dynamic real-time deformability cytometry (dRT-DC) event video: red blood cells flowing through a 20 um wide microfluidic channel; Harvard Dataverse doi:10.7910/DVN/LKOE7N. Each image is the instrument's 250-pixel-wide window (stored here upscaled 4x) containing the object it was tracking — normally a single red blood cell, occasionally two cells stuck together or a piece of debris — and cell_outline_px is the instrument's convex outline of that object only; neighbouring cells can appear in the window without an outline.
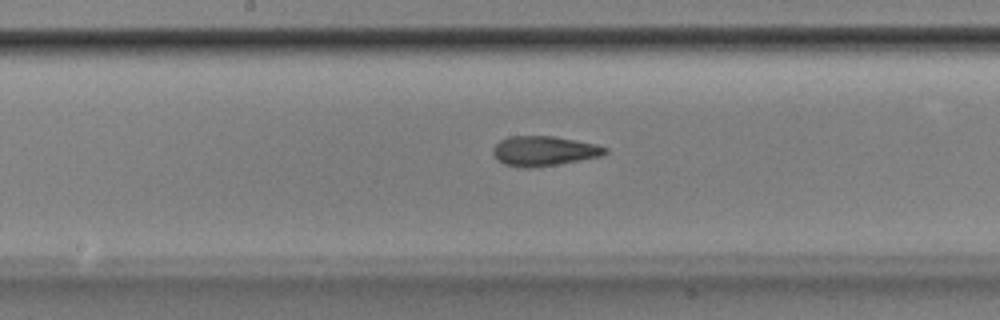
{"species": "Egyptian fruit bat (a non-hibernating species)", "species_latin": "Rousettus aegyptiacus", "temperature_condition": "room temperature", "stored_images_in_passage": 52, "camera_frame_rate_fps": 3000, "um_per_image_px": 0.085, "animal": {"sex": "male"}, "frame": {"image": 1, "passage_image": 27, "time_ms": 8.667, "image_size_px": [1000, 320], "cell_outline_px": [[608, 152], [600, 156], [560, 164], [532, 168], [524, 168], [504, 164], [492, 152], [492, 148], [500, 140], [508, 136], [556, 136], [596, 144], [608, 148]], "centroid_in_image_um": [46.24, 12.83], "position_along_channel_um": 202.0, "area_um2": 19.54}}
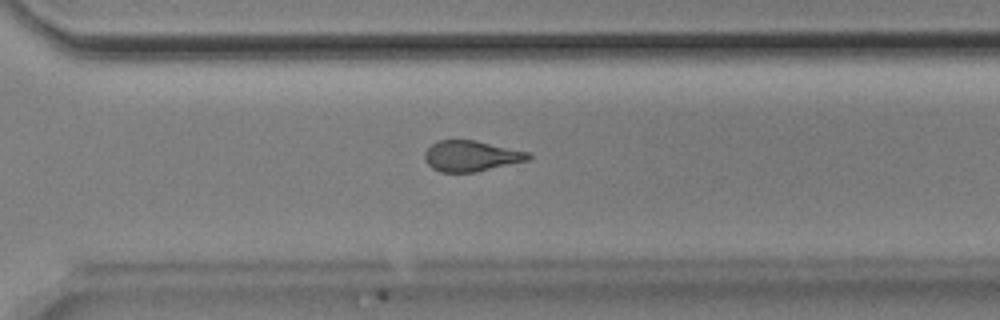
{"frame": {"image": 2, "passage_image": 37, "time_ms": 12.0, "image_size_px": [1000, 320], "cell_outline_px": [[532, 156], [528, 160], [476, 172], [440, 172], [432, 168], [424, 160], [424, 152], [436, 140], [476, 140], [528, 152]], "centroid_in_image_um": [40.01, 13.26], "position_along_channel_um": 330.6, "area_um2": 18.55}}
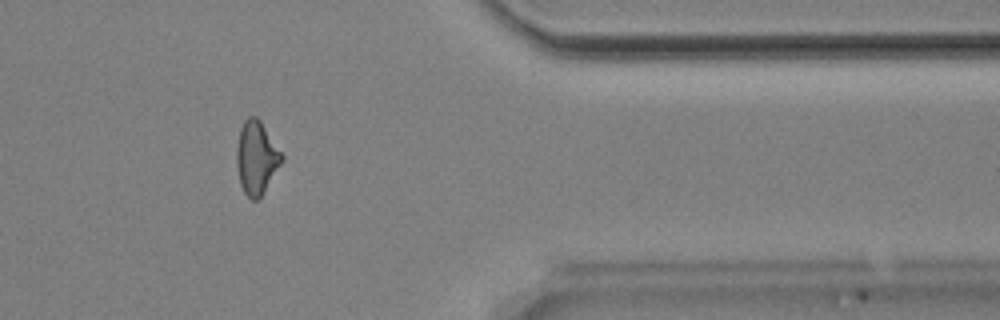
{"frame": {"image": 3, "passage_image": 43, "time_ms": 14.0, "image_size_px": [1000, 320], "cell_outline_px": [[284, 160], [260, 196], [256, 200], [252, 200], [244, 192], [240, 184], [236, 164], [236, 148], [240, 128], [244, 120], [248, 116], [256, 116], [260, 120], [284, 156]], "centroid_in_image_um": [21.78, 13.37], "position_along_channel_um": 389.6, "area_um2": 19.13}, "authors_computed_cell_mechanics": {"area_um2": 19.3341, "velocity_mm_per_s": 3.8739, "shape_relaxation_time_tau1_ms": 5.0073, "shape_relaxation_time_tau2_ms": 1.6558, "deformation_change_tau1": 0.1654, "deformation_change_tau2": 0.1067}}